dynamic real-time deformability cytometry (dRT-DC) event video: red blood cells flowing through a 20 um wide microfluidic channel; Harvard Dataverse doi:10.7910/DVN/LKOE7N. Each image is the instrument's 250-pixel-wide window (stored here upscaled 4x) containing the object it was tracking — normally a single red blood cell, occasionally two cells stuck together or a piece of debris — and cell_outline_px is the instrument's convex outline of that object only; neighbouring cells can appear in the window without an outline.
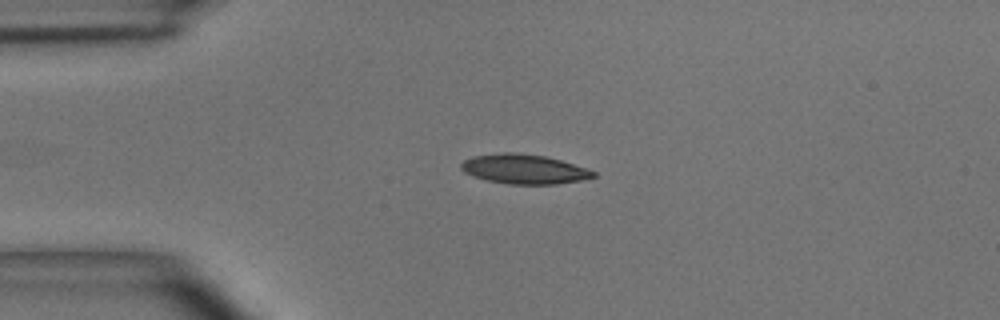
{"species": "common noctule bat (a hibernating species)", "species_latin": "Nyctalus noctula", "temperature_condition": "room temperature", "stored_images_in_passage": 4, "camera_frame_rate_fps": 3000, "um_per_image_px": 0.085, "animal": {"sex": "male", "body_mass_g": 15.6}, "frame": {"image": 1, "passage_image": 2, "time_ms": 0.333, "image_size_px": [1000, 320], "cell_outline_px": [[596, 176], [584, 180], [556, 184], [508, 184], [488, 180], [472, 176], [464, 172], [460, 168], [460, 164], [464, 160], [476, 156], [504, 152], [516, 152], [544, 156], [560, 160], [596, 172]], "centroid_in_image_um": [44.54, 14.38], "position_along_channel_um": 40.5, "area_um2": 22.6}}